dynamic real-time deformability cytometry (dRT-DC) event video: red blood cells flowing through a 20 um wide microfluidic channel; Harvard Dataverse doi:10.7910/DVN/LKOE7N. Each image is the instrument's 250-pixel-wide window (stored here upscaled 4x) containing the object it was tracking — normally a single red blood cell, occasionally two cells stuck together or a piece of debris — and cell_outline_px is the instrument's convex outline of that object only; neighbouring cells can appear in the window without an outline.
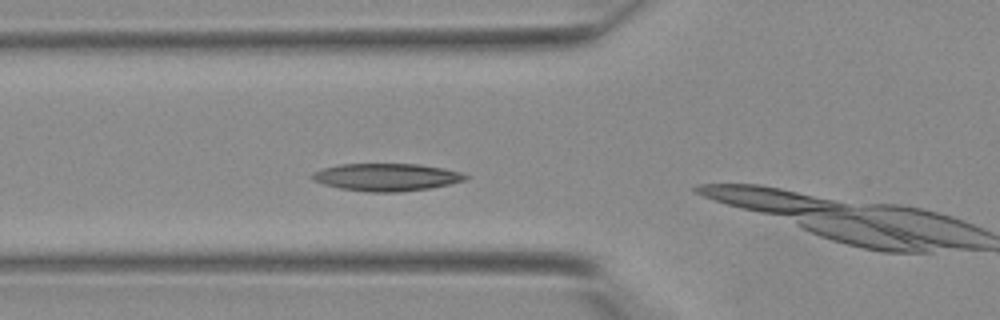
{"species": "Egyptian fruit bat (a non-hibernating species)", "species_latin": "Rousettus aegyptiacus", "temperature_condition": "warm", "stored_images_in_passage": 5, "camera_frame_rate_fps": 3000, "um_per_image_px": 0.085, "animal": {"sex": "female"}, "frame": {"image": 1, "passage_image": 2, "time_ms": 0.333, "image_size_px": [1000, 320], "cell_outline_px": [[468, 176], [464, 180], [448, 184], [428, 188], [400, 192], [368, 192], [340, 188], [324, 184], [312, 180], [312, 176], [320, 168], [340, 164], [420, 164], [444, 168], [460, 172]], "centroid_in_image_um": [32.83, 15.05], "position_along_channel_um": 93.0, "area_um2": 24.39}}
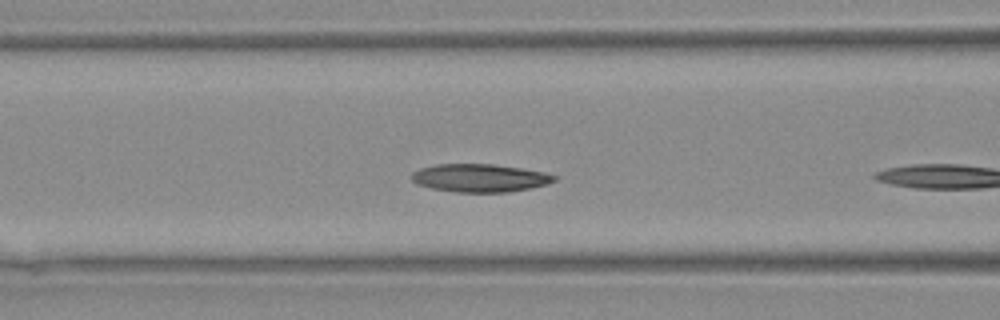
{"frame": {"image": 2, "passage_image": 4, "time_ms": 1.0, "image_size_px": [1000, 320], "cell_outline_px": [[556, 180], [548, 184], [508, 192], [456, 192], [432, 188], [416, 184], [412, 180], [412, 172], [420, 168], [436, 164], [492, 164], [520, 168], [544, 172], [556, 176]], "centroid_in_image_um": [40.76, 15.12], "position_along_channel_um": 125.8, "area_um2": 23.18}}